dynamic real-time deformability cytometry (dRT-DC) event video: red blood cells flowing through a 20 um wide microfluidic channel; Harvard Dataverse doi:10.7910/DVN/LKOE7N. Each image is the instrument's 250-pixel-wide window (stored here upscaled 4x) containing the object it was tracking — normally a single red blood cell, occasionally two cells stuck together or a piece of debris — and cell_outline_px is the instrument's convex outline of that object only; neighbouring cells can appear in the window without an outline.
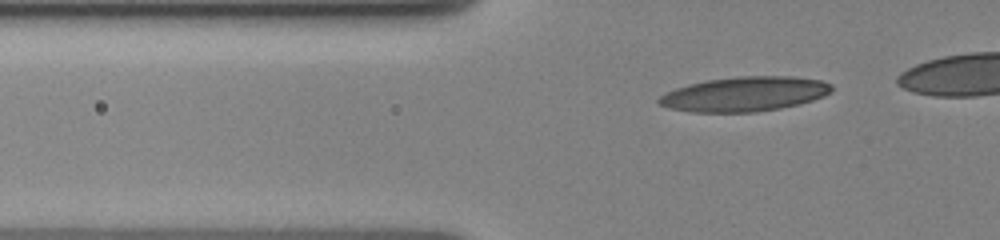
{"species": "human", "species_latin": "Homo sapiens", "temperature_condition": "cold", "stored_images_in_passage": 41, "camera_frame_rate_fps": 3000, "um_per_image_px": 0.085, "donor": {"sex": "female"}, "frame": {"image": 1, "passage_image": 4, "time_ms": 1.0, "image_size_px": [1000, 240], "cell_outline_px": [[832, 92], [824, 96], [800, 104], [780, 108], [756, 112], [692, 112], [668, 108], [660, 104], [656, 100], [664, 92], [688, 84], [704, 80], [736, 76], [792, 76], [820, 80], [832, 84]], "centroid_in_image_um": [63.27, 7.99], "position_along_channel_um": 62.5, "area_um2": 35.14}}
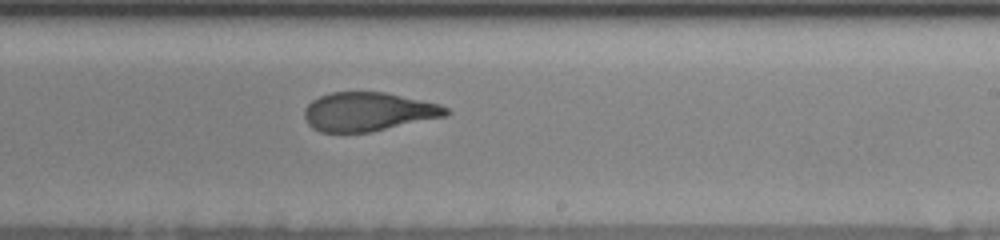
{"frame": {"image": 2, "passage_image": 23, "time_ms": 7.0, "image_size_px": [1000, 240], "cell_outline_px": [[452, 112], [448, 116], [372, 132], [320, 132], [312, 128], [308, 124], [304, 116], [304, 108], [312, 100], [320, 96], [332, 92], [384, 92], [440, 104], [448, 108]], "centroid_in_image_um": [31.32, 9.5], "position_along_channel_um": 257.7, "area_um2": 32.25}}
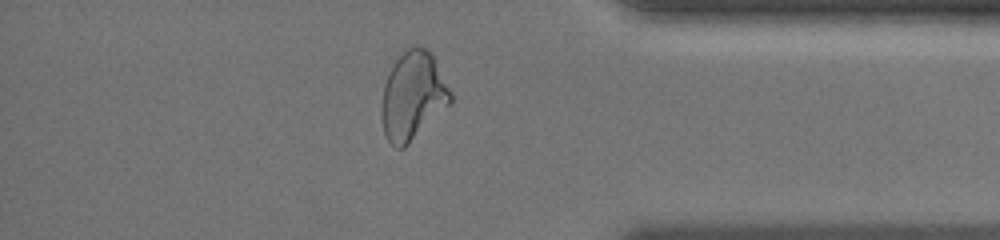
{"frame": {"image": 3, "passage_image": 39, "time_ms": 11.333, "image_size_px": [1000, 240], "cell_outline_px": [[452, 104], [404, 148], [396, 148], [388, 140], [384, 132], [380, 112], [384, 84], [388, 72], [396, 60], [408, 48], [424, 48], [432, 56], [452, 92]], "centroid_in_image_um": [35.09, 8.21], "position_along_channel_um": 400.1, "area_um2": 35.2}}